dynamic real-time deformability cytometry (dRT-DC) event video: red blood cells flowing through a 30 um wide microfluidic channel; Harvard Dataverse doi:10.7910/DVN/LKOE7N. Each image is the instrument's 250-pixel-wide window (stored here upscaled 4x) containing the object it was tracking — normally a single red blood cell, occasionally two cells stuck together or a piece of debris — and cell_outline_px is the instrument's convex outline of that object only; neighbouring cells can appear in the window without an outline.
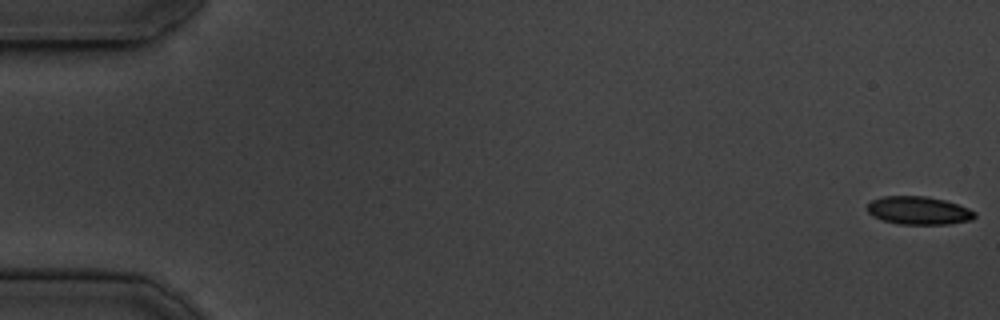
{"species": "common noctule bat (a hibernating species)", "species_latin": "Nyctalus noctula", "temperature_condition": "cold", "stored_images_in_passage": 55, "camera_frame_rate_fps": 3000, "um_per_image_px": 0.085, "animal": {"sex": "male", "body_mass_g": 19.5, "forearm_length_mm": 54.6}, "frame": {"image": 1, "passage_image": 1, "time_ms": 0.0, "image_size_px": [1000, 320], "cell_outline_px": [[976, 216], [972, 220], [948, 224], [900, 224], [884, 220], [872, 216], [868, 212], [868, 204], [872, 200], [884, 196], [924, 196], [944, 200], [968, 208], [976, 212]], "centroid_in_image_um": [78.1, 17.9], "position_along_channel_um": 6.9, "area_um2": 17.46}}
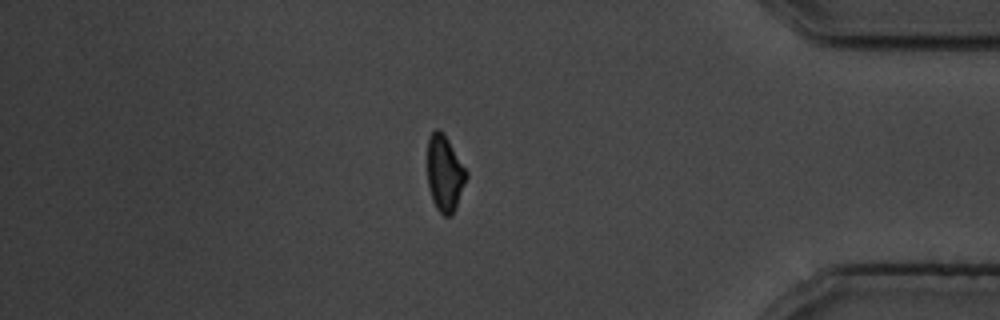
{"frame": {"image": 2, "passage_image": 47, "time_ms": 15.333, "image_size_px": [1000, 320], "cell_outline_px": [[468, 176], [456, 208], [452, 216], [444, 216], [436, 208], [432, 200], [428, 184], [428, 136], [436, 128], [440, 128], [444, 132], [468, 172]], "centroid_in_image_um": [37.81, 14.72], "position_along_channel_um": 397.4, "area_um2": 17.51}}
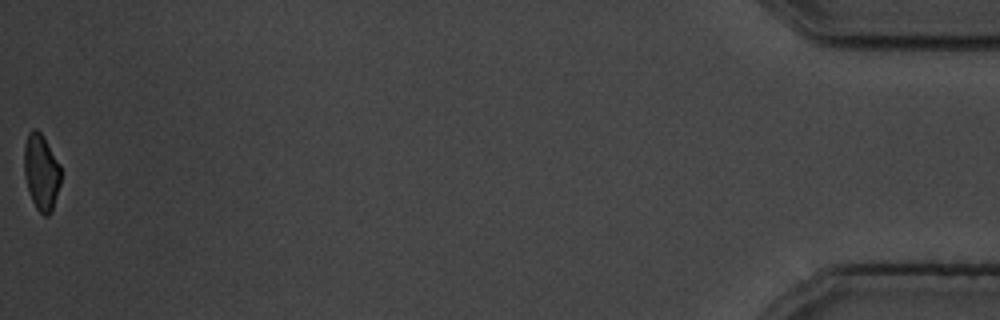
{"frame": {"image": 3, "passage_image": 55, "time_ms": 18.0, "image_size_px": [1000, 320], "cell_outline_px": [[60, 184], [52, 212], [48, 216], [44, 216], [36, 208], [32, 200], [24, 176], [24, 144], [28, 132], [32, 128], [36, 128], [40, 132], [60, 164]], "centroid_in_image_um": [3.5, 14.63], "position_along_channel_um": 431.7, "area_um2": 16.3}, "authors_computed_cell_mechanics": {"area_um2": 18.2648, "velocity_mm_per_s": 3.7076, "shape_relaxation_time_tau1_ms": 4.9822, "shape_relaxation_time_tau2_ms": 3.084, "deformation_change_tau1": 0.1387, "deformation_change_tau2": 0.0894}}